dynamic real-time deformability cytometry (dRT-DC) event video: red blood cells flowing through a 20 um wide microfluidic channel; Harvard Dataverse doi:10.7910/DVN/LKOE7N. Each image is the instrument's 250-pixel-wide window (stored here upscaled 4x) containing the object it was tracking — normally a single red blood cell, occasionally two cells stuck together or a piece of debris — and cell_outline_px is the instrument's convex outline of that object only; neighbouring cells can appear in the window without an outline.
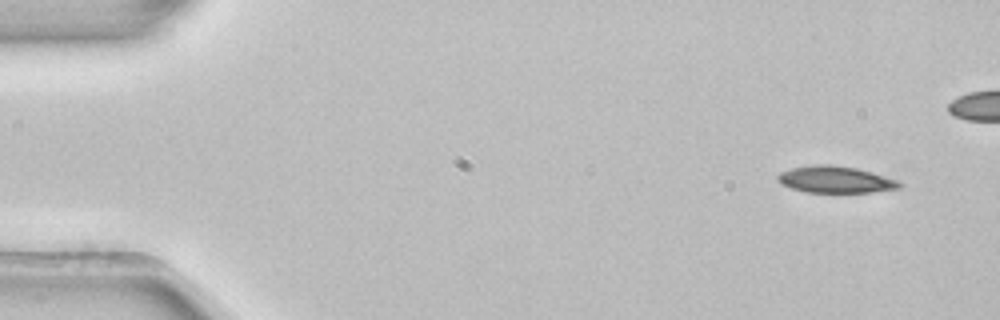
{"species": "common noctule bat (a hibernating species)", "species_latin": "Nyctalus noctula", "temperature_condition": "room temperature", "stored_images_in_passage": 4, "camera_frame_rate_fps": 3000, "um_per_image_px": 0.085, "animal": {"sex": "female", "body_mass_g": 22.7, "forearm_length_mm": 54.2}, "frame": {"image": 1, "passage_image": 1, "time_ms": 0.0, "image_size_px": [1000, 320], "cell_outline_px": [[904, 184], [900, 188], [872, 192], [804, 192], [780, 184], [776, 180], [776, 176], [780, 172], [792, 168], [816, 164], [828, 164], [856, 168], [872, 172], [900, 180]], "centroid_in_image_um": [71.02, 15.26], "position_along_channel_um": 14.0, "area_um2": 19.13}}